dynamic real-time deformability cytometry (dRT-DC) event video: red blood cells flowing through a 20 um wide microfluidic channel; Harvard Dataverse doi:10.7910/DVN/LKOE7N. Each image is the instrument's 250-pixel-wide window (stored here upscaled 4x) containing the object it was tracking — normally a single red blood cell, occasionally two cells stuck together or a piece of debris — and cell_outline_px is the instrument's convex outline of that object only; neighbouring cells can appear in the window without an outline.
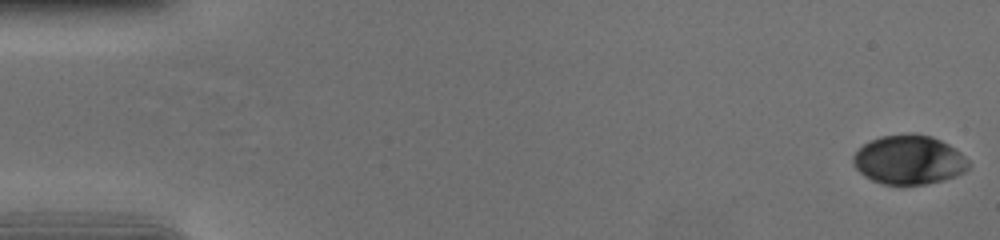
{"species": "human", "species_latin": "Homo sapiens", "temperature_condition": "cold", "stored_images_in_passage": 56, "camera_frame_rate_fps": 3000, "um_per_image_px": 0.085, "donor": {"sex": "female"}, "frame": {"image": 1, "passage_image": 1, "time_ms": 0.0, "image_size_px": [1000, 240], "cell_outline_px": [[968, 168], [964, 172], [956, 176], [924, 184], [884, 184], [872, 180], [864, 176], [856, 168], [852, 160], [852, 156], [864, 144], [880, 136], [912, 132], [932, 136], [948, 144], [960, 152], [968, 160]], "centroid_in_image_um": [77.25, 13.56], "position_along_channel_um": 7.8, "area_um2": 32.95}}
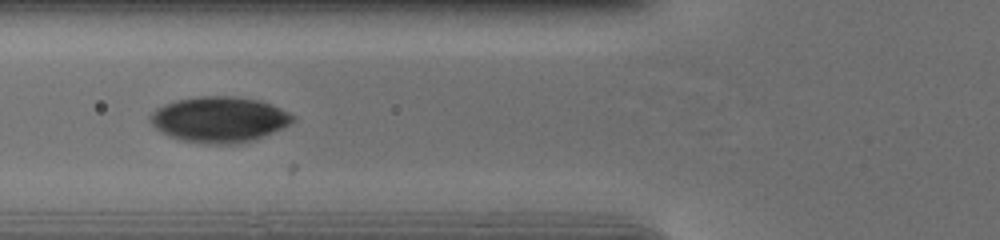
{"frame": {"image": 2, "passage_image": 22, "time_ms": 7.0, "image_size_px": [1000, 240], "cell_outline_px": [[296, 120], [264, 136], [240, 144], [204, 144], [180, 140], [156, 128], [152, 124], [148, 116], [156, 108], [164, 104], [176, 100], [200, 96], [232, 96], [260, 100], [272, 104], [296, 116]], "centroid_in_image_um": [18.64, 10.15], "position_along_channel_um": 107.2, "area_um2": 37.92}}
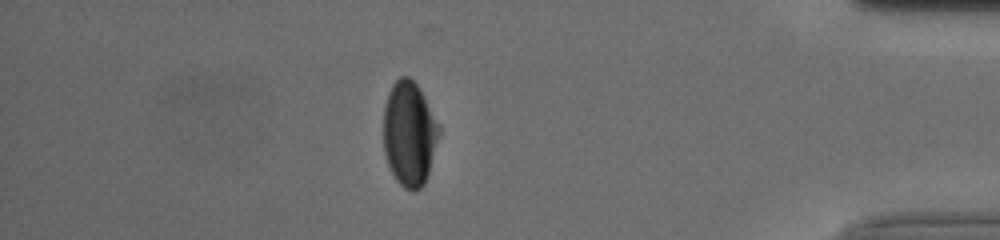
{"frame": {"image": 3, "passage_image": 49, "time_ms": 16.0, "image_size_px": [1000, 240], "cell_outline_px": [[440, 132], [428, 176], [424, 184], [416, 192], [412, 192], [404, 188], [396, 180], [388, 164], [384, 152], [384, 104], [388, 92], [392, 84], [400, 76], [408, 76], [420, 88], [440, 128]], "centroid_in_image_um": [34.78, 11.38], "position_along_channel_um": 400.4, "area_um2": 33.99}, "authors_computed_cell_mechanics": {"area_um2": 34.6511, "velocity_mm_per_s": 3.7119, "shape_relaxation_time_tau1_ms": 5.873, "shape_relaxation_time_tau2_ms": 1.4815, "deformation_change_tau1": 0.1436, "deformation_change_tau2": 0.0338}}